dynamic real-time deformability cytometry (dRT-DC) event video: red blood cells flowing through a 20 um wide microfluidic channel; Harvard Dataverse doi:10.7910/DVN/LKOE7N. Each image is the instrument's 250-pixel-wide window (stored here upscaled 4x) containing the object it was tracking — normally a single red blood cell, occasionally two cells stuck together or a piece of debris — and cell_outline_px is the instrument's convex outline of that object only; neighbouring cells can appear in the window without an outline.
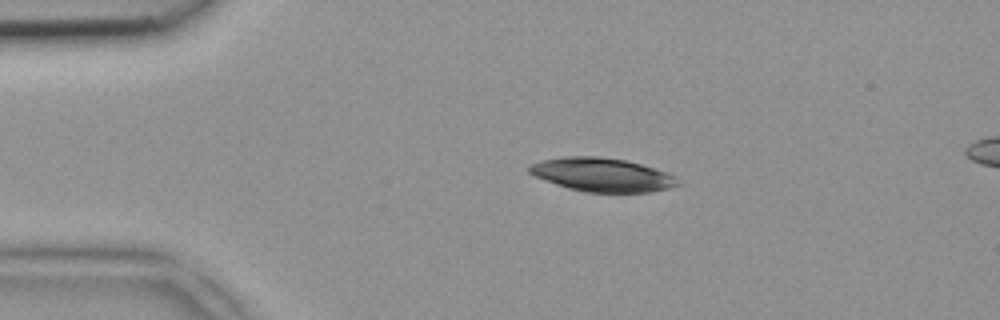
{"species": "common noctule bat (a hibernating species)", "species_latin": "Nyctalus noctula", "temperature_condition": "room temperature", "stored_images_in_passage": 3, "segment_of_instrument_passage": [1, 2], "camera_frame_rate_fps": 3000, "um_per_image_px": 0.085, "animal": {"sex": "female", "body_mass_g": 18.4}, "frame": {"image": 1, "passage_image": 1, "time_ms": 0.0, "image_size_px": [1000, 320], "cell_outline_px": [[680, 184], [668, 188], [648, 192], [584, 192], [568, 188], [544, 180], [528, 172], [528, 164], [540, 160], [564, 156], [600, 156], [624, 160], [640, 164], [676, 176]], "centroid_in_image_um": [51.12, 14.84], "position_along_channel_um": 33.9, "area_um2": 29.02}}